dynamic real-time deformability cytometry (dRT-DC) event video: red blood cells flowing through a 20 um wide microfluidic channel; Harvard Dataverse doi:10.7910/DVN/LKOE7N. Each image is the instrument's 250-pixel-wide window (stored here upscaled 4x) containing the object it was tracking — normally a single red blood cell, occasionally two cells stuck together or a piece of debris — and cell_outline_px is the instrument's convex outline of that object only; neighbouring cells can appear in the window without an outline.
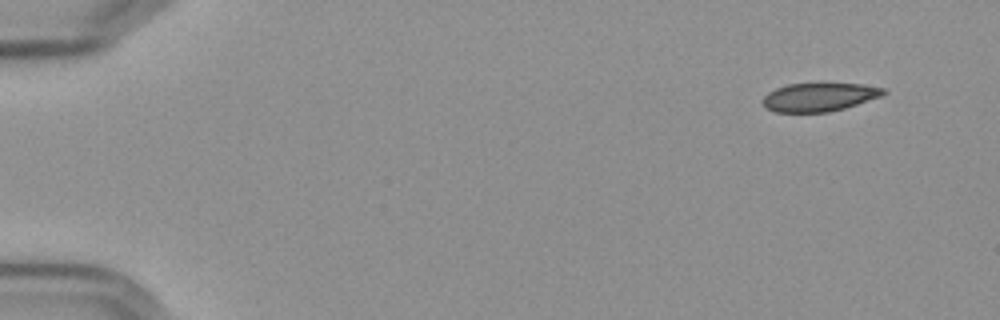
{"species": "Egyptian fruit bat (a non-hibernating species)", "species_latin": "Rousettus aegyptiacus", "temperature_condition": "cold", "stored_images_in_passage": 53, "camera_frame_rate_fps": 3000, "um_per_image_px": 0.085, "frame": {"image": 1, "passage_image": 1, "time_ms": 0.0, "image_size_px": [1000, 320], "cell_outline_px": [[888, 92], [880, 96], [844, 108], [828, 112], [776, 112], [764, 108], [760, 104], [760, 100], [768, 92], [776, 88], [788, 84], [824, 80], [860, 84], [884, 88]], "centroid_in_image_um": [69.58, 8.2], "position_along_channel_um": 15.4, "area_um2": 20.98}}
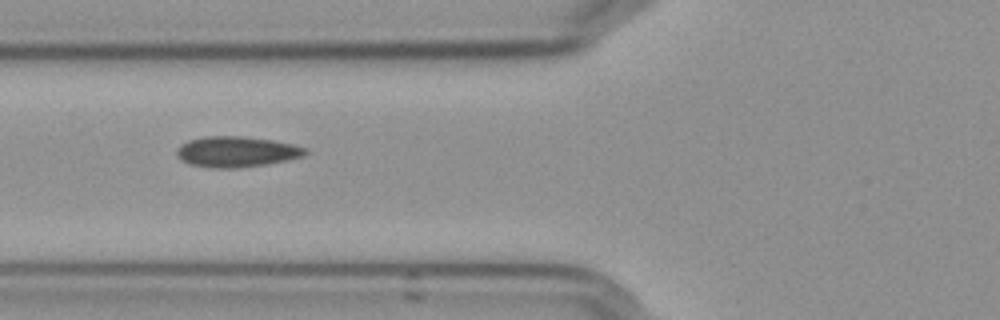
{"frame": {"image": 2, "passage_image": 19, "time_ms": 6.0, "image_size_px": [1000, 320], "cell_outline_px": [[308, 152], [304, 156], [288, 160], [264, 164], [236, 168], [212, 168], [192, 164], [180, 160], [176, 156], [176, 148], [180, 144], [188, 140], [204, 136], [244, 136], [272, 140], [296, 144], [308, 148]], "centroid_in_image_um": [20.11, 12.88], "position_along_channel_um": 105.7, "area_um2": 23.24}}
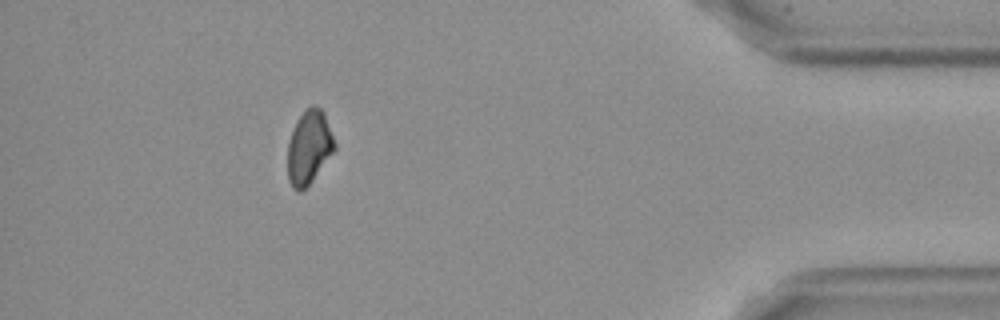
{"frame": {"image": 3, "passage_image": 48, "time_ms": 15.667, "image_size_px": [1000, 320], "cell_outline_px": [[336, 148], [312, 180], [300, 192], [292, 188], [288, 180], [288, 140], [300, 116], [312, 104], [320, 108], [324, 112], [336, 144]], "centroid_in_image_um": [26.27, 12.52], "position_along_channel_um": 408.9, "area_um2": 19.83}}